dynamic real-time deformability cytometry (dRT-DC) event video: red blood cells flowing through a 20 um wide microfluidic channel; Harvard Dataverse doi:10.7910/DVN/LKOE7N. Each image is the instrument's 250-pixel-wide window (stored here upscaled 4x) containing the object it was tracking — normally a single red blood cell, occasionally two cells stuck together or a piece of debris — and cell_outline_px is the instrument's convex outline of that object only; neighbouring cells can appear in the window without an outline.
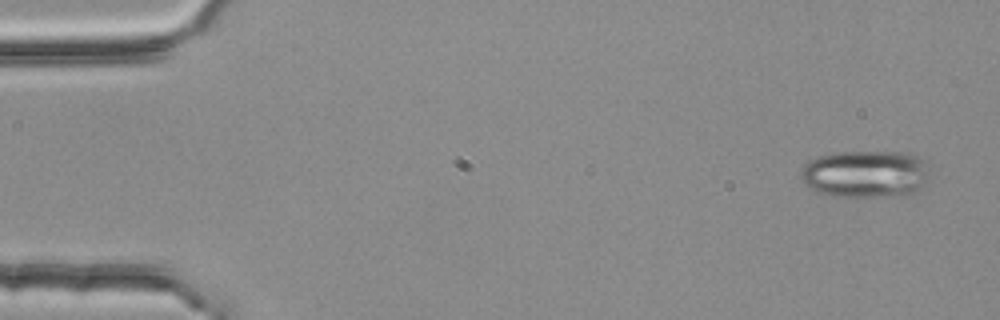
{"species": "common noctule bat (a hibernating species)", "species_latin": "Nyctalus noctula", "temperature_condition": "room temperature", "stored_images_in_passage": 4, "camera_frame_rate_fps": 3000, "um_per_image_px": 0.085, "animal": {"sex": "female", "body_mass_g": 25.1}, "frame": {"image": 1, "passage_image": 1, "time_ms": 0.0, "image_size_px": [1000, 320], "cell_outline_px": [[924, 180], [916, 192], [908, 196], [840, 196], [820, 192], [804, 184], [800, 176], [800, 168], [812, 160], [820, 156], [836, 152], [908, 152], [920, 156], [924, 160]], "centroid_in_image_um": [73.53, 14.78], "position_along_channel_um": 11.5, "area_um2": 35.08}}